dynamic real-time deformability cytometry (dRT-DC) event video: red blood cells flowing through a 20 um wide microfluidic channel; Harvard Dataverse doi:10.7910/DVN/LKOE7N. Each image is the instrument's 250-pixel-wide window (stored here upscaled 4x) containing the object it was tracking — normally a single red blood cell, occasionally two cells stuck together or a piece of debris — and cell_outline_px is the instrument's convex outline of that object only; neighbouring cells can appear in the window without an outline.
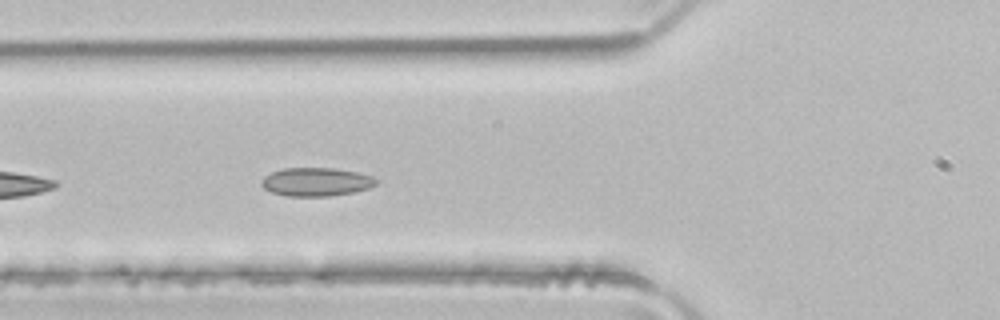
{"species": "common noctule bat (a hibernating species)", "species_latin": "Nyctalus noctula", "temperature_condition": "room temperature", "stored_images_in_passage": 4, "camera_frame_rate_fps": 3000, "um_per_image_px": 0.085, "animal": {"sex": "male", "body_mass_g": 21.5, "forearm_length_mm": 52.0}, "frame": {"image": 1, "passage_image": 4, "time_ms": 1.0, "image_size_px": [1000, 320], "cell_outline_px": [[376, 184], [368, 188], [352, 192], [328, 196], [288, 196], [272, 192], [264, 188], [260, 184], [260, 180], [264, 176], [272, 172], [284, 168], [336, 168], [356, 172], [372, 176], [376, 180]], "centroid_in_image_um": [26.83, 15.45], "position_along_channel_um": 99.0, "area_um2": 18.9}}